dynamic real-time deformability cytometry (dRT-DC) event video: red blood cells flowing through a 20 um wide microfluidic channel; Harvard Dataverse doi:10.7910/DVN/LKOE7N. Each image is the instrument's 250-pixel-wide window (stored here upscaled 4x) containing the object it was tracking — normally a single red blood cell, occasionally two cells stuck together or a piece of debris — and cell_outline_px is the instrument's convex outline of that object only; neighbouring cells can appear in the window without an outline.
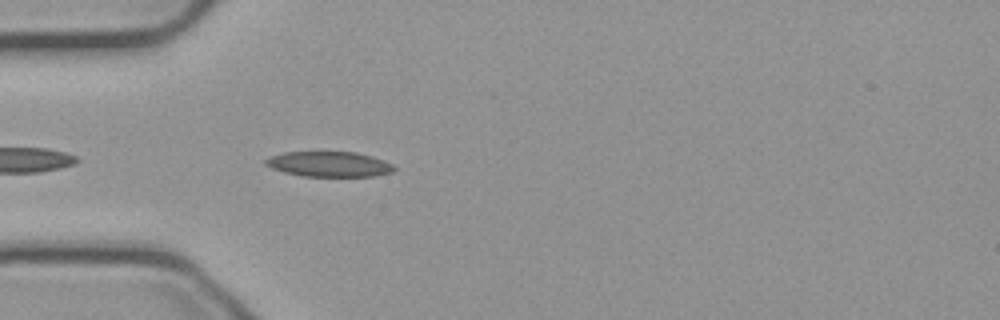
{"species": "common noctule bat (a hibernating species)", "species_latin": "Nyctalus noctula", "temperature_condition": "cold", "stored_images_in_passage": 13, "camera_frame_rate_fps": 3000, "um_per_image_px": 0.085, "animal": {"sex": "male", "body_mass_g": 23.1, "forearm_length_mm": 52.7}, "frame": {"image": 1, "passage_image": 3, "time_ms": 0.667, "image_size_px": [1000, 320], "cell_outline_px": [[396, 168], [392, 172], [372, 176], [300, 176], [284, 172], [272, 168], [264, 164], [264, 160], [272, 156], [284, 152], [356, 152], [384, 160], [392, 164]], "centroid_in_image_um": [27.96, 13.95], "position_along_channel_um": 57.0, "area_um2": 18.79}}
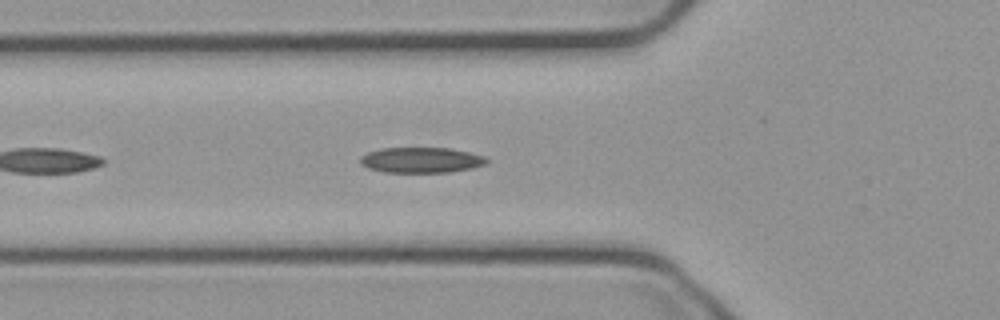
{"frame": {"image": 2, "passage_image": 6, "time_ms": 1.667, "image_size_px": [1000, 320], "cell_outline_px": [[488, 160], [484, 164], [472, 168], [452, 172], [384, 172], [368, 168], [360, 164], [360, 156], [368, 152], [380, 148], [448, 148], [468, 152], [484, 156]], "centroid_in_image_um": [35.76, 13.6], "position_along_channel_um": 90.0, "area_um2": 18.73}}
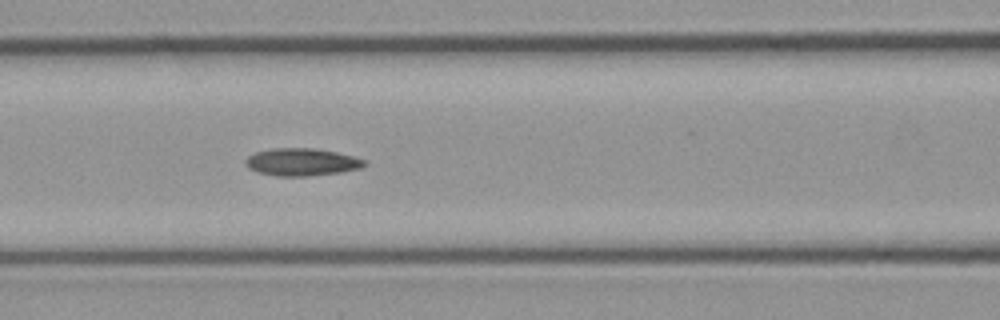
{"frame": {"image": 3, "passage_image": 10, "time_ms": 3.0, "image_size_px": [1000, 320], "cell_outline_px": [[368, 164], [364, 168], [340, 172], [308, 176], [276, 176], [256, 172], [248, 168], [244, 164], [244, 160], [248, 156], [256, 152], [272, 148], [312, 148], [336, 152], [368, 160]], "centroid_in_image_um": [25.66, 13.78], "position_along_channel_um": 140.9, "area_um2": 19.31}}